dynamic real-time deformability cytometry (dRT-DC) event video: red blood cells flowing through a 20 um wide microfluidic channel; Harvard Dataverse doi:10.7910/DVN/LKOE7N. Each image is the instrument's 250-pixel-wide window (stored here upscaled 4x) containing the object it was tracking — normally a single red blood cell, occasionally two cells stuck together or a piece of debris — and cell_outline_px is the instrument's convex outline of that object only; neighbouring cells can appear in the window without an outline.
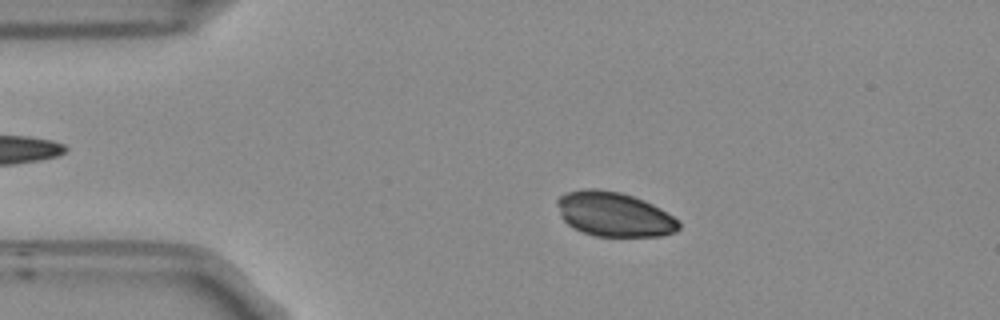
{"species": "Egyptian fruit bat (a non-hibernating species)", "species_latin": "Rousettus aegyptiacus", "temperature_condition": "room temperature", "stored_images_in_passage": 50, "camera_frame_rate_fps": 3000, "um_per_image_px": 0.085, "frame": {"image": 1, "passage_image": 7, "time_ms": 2.0, "image_size_px": [1000, 320], "cell_outline_px": [[680, 228], [676, 232], [660, 236], [596, 236], [572, 228], [560, 216], [556, 204], [556, 200], [564, 192], [584, 188], [596, 188], [620, 192], [644, 200], [660, 208], [672, 216], [680, 224]], "centroid_in_image_um": [52.16, 18.2], "position_along_channel_um": 32.8, "area_um2": 31.67}}
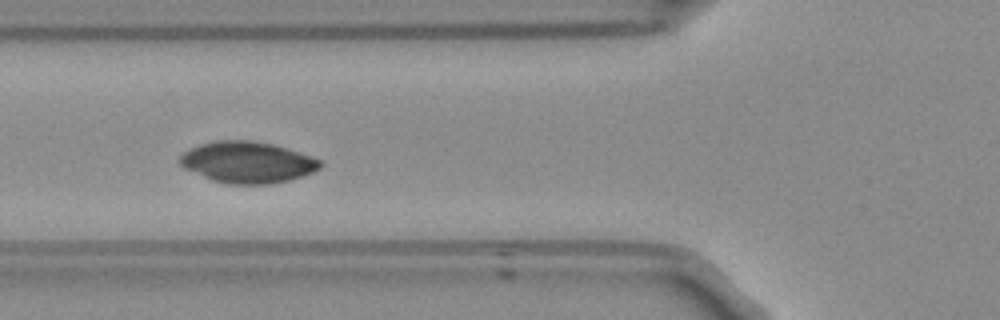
{"frame": {"image": 2, "passage_image": 16, "time_ms": 5.0, "image_size_px": [1000, 320], "cell_outline_px": [[324, 164], [320, 168], [312, 172], [288, 180], [272, 184], [228, 184], [212, 180], [184, 168], [180, 164], [180, 156], [184, 152], [200, 144], [216, 140], [252, 140], [272, 144], [320, 160]], "centroid_in_image_um": [21.0, 13.8], "position_along_channel_um": 104.8, "area_um2": 33.41}}
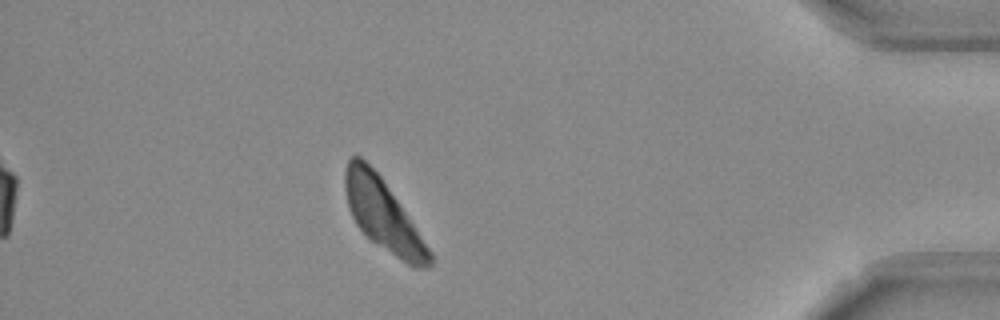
{"frame": {"image": 3, "passage_image": 44, "time_ms": 14.333, "image_size_px": [1000, 320], "cell_outline_px": [[432, 264], [428, 268], [412, 268], [372, 240], [356, 224], [348, 208], [344, 188], [344, 172], [348, 160], [352, 156], [360, 156], [380, 176], [432, 252]], "centroid_in_image_um": [32.55, 18.28], "position_along_channel_um": 402.7, "area_um2": 34.33}}